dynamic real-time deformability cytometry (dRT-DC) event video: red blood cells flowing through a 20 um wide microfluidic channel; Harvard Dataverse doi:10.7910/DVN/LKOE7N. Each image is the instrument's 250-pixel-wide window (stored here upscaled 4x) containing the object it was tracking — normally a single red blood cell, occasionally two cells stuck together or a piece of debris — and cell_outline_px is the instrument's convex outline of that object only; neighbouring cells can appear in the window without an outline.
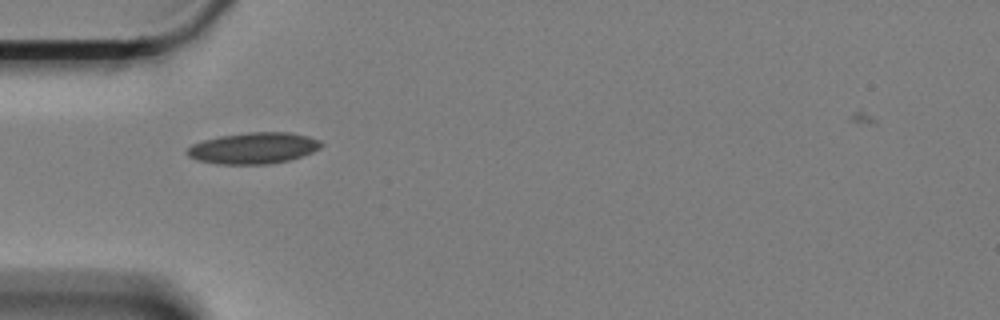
{"species": "Egyptian fruit bat (a non-hibernating species)", "species_latin": "Rousettus aegyptiacus", "temperature_condition": "cold", "stored_images_in_passage": 44, "camera_frame_rate_fps": 3000, "um_per_image_px": 0.085, "animal": {"sex": "female"}, "frame": {"image": 1, "passage_image": 1, "time_ms": 0.0, "image_size_px": [1000, 320], "cell_outline_px": [[324, 144], [320, 148], [312, 152], [288, 160], [272, 164], [216, 164], [196, 160], [188, 156], [184, 152], [192, 144], [204, 140], [220, 136], [248, 132], [292, 132], [308, 136], [320, 140]], "centroid_in_image_um": [21.54, 12.59], "position_along_channel_um": 63.5, "area_um2": 24.57}}
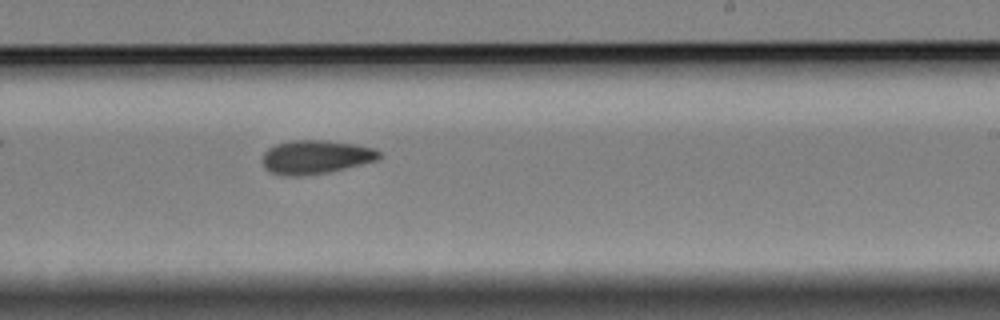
{"frame": {"image": 2, "passage_image": 19, "time_ms": 6.0, "image_size_px": [1000, 320], "cell_outline_px": [[380, 156], [376, 160], [328, 172], [304, 176], [284, 176], [268, 172], [264, 168], [264, 152], [268, 148], [276, 144], [292, 140], [324, 140], [356, 144], [376, 148], [380, 152]], "centroid_in_image_um": [26.81, 13.35], "position_along_channel_um": 262.2, "area_um2": 22.95}}
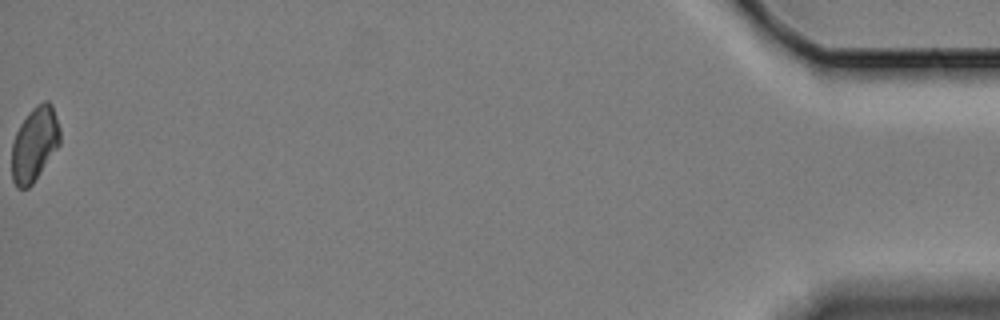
{"frame": {"image": 3, "passage_image": 43, "time_ms": 14.0, "image_size_px": [1000, 320], "cell_outline_px": [[60, 144], [32, 184], [28, 188], [16, 188], [12, 180], [12, 144], [16, 132], [20, 124], [28, 112], [36, 104], [44, 100], [48, 100], [52, 104], [60, 128]], "centroid_in_image_um": [2.93, 12.22], "position_along_channel_um": 432.3, "area_um2": 20.98}}